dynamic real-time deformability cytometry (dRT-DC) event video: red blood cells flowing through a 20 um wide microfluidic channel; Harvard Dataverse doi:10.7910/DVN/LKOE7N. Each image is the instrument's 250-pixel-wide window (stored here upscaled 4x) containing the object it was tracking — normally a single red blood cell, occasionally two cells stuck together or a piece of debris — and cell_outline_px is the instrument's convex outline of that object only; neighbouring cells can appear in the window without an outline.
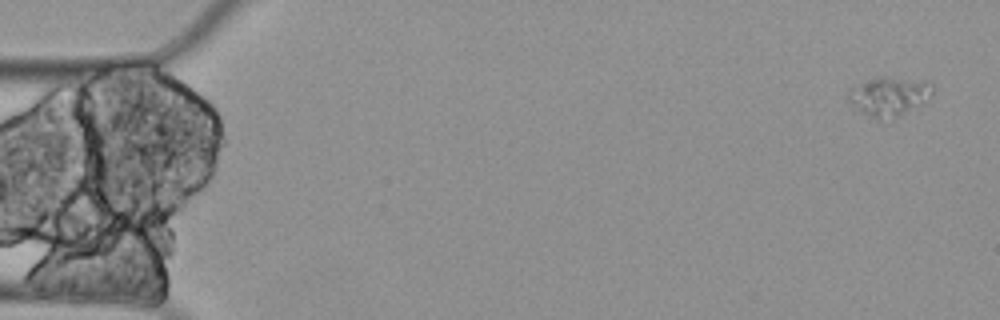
{"species": "Egyptian fruit bat (a non-hibernating species)", "species_latin": "Rousettus aegyptiacus", "temperature_condition": "cold", "stored_images_in_passage": 5, "camera_frame_rate_fps": 3000, "um_per_image_px": 0.085, "animal": {"sex": "female"}, "frame": {"image": 1, "passage_image": 1, "time_ms": 0.0, "image_size_px": [1000, 320], "cell_outline_px": [[936, 88], [932, 92], [892, 120], [876, 120], [852, 108], [848, 104], [848, 92], [852, 88], [860, 84], [880, 76], [888, 76], [932, 80]], "centroid_in_image_um": [75.52, 8.16], "position_along_channel_um": 9.5, "area_um2": 19.19}}
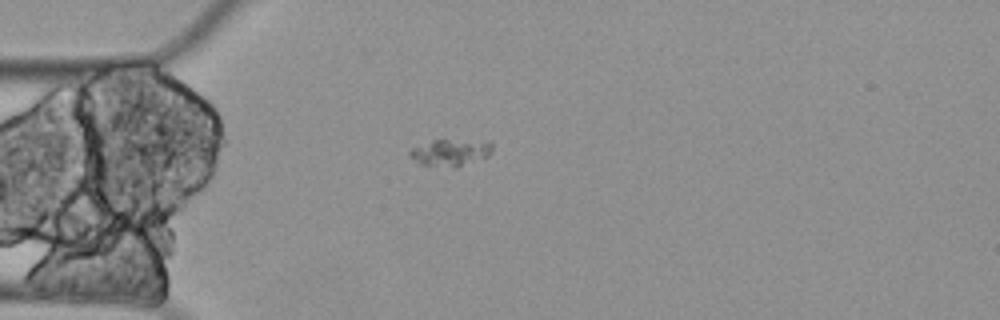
{"frame": {"image": 2, "passage_image": 5, "time_ms": 1.333, "image_size_px": [1000, 320], "cell_outline_px": [[492, 152], [488, 156], [456, 168], [416, 164], [408, 156], [408, 152], [412, 148], [432, 140], [488, 140], [492, 144]], "centroid_in_image_um": [38.27, 12.97], "position_along_channel_um": 46.7, "area_um2": 13.24}}